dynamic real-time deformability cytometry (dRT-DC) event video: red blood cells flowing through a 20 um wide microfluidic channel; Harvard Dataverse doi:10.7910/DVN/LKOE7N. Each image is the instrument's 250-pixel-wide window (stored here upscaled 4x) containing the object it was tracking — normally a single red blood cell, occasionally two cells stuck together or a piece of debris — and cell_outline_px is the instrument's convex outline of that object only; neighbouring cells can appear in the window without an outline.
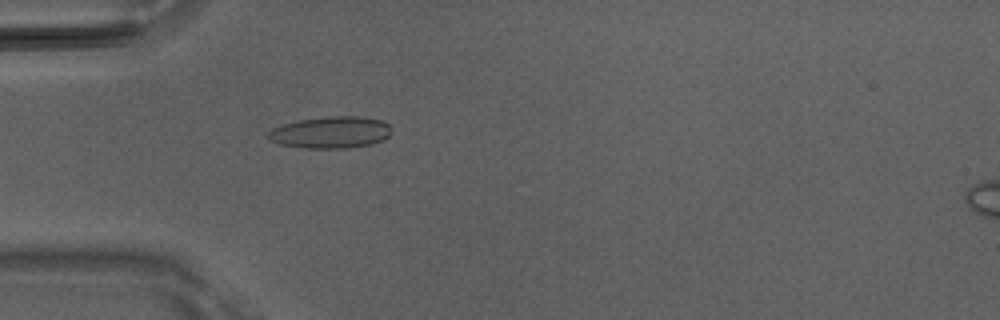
{"species": "Egyptian fruit bat (a non-hibernating species)", "species_latin": "Rousettus aegyptiacus", "temperature_condition": "room temperature", "stored_images_in_passage": 4, "camera_frame_rate_fps": 3000, "um_per_image_px": 0.085, "animal": {"sex": "male"}, "frame": {"image": 1, "passage_image": 4, "time_ms": 1.0, "image_size_px": [1000, 320], "cell_outline_px": [[392, 132], [384, 140], [368, 144], [344, 148], [304, 148], [280, 144], [264, 136], [272, 128], [284, 124], [300, 120], [328, 116], [356, 116], [380, 120], [388, 124], [392, 128]], "centroid_in_image_um": [28.1, 11.25], "position_along_channel_um": 56.9, "area_um2": 22.72}}